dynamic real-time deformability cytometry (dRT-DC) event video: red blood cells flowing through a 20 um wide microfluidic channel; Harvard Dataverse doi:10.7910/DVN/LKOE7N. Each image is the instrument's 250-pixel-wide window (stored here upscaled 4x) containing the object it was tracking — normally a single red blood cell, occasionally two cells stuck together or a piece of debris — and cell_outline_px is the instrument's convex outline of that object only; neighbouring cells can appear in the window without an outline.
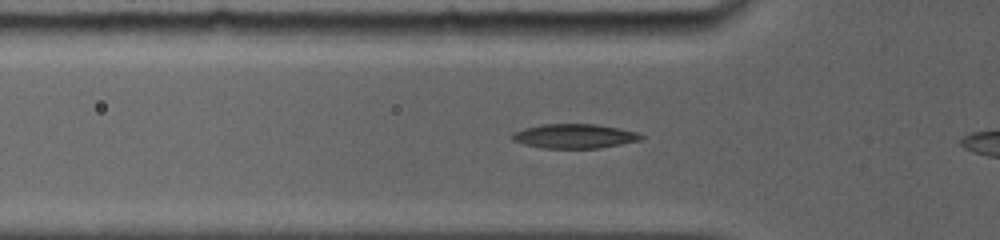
{"species": "common noctule bat (a hibernating species)", "species_latin": "Nyctalus noctula", "temperature_condition": "room temperature", "stored_images_in_passage": 28, "camera_frame_rate_fps": 5000, "um_per_image_px": 0.085, "animal": {"sex": "female", "body_mass_g": 19.0, "forearm_length_mm": 56.7}, "frame": {"image": 1, "passage_image": 6, "time_ms": 2.4, "image_size_px": [1000, 240], "cell_outline_px": [[644, 136], [640, 140], [600, 148], [540, 148], [524, 144], [512, 140], [512, 132], [524, 128], [540, 124], [596, 124], [620, 128], [636, 132]], "centroid_in_image_um": [48.79, 11.57], "position_along_channel_um": 77.0, "area_um2": 18.32}}
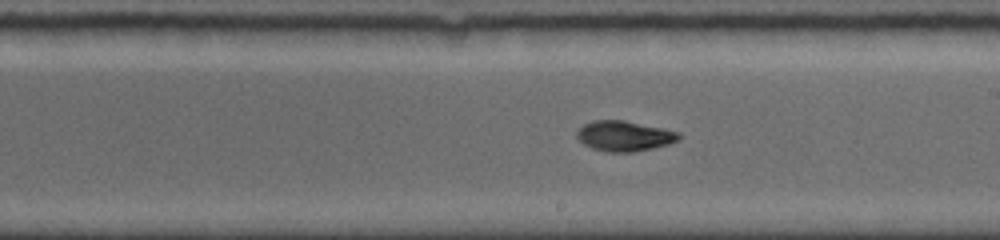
{"frame": {"image": 2, "passage_image": 15, "time_ms": 6.4, "image_size_px": [1000, 240], "cell_outline_px": [[684, 136], [680, 140], [668, 144], [652, 148], [632, 152], [608, 152], [592, 148], [584, 144], [576, 136], [576, 132], [584, 124], [592, 120], [624, 120], [680, 132]], "centroid_in_image_um": [53.09, 11.55], "position_along_channel_um": 235.9, "area_um2": 18.03}}
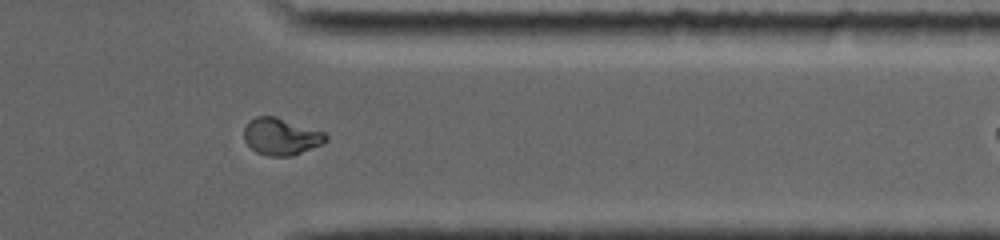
{"frame": {"image": 3, "passage_image": 26, "time_ms": 10.2, "image_size_px": [1000, 240], "cell_outline_px": [[328, 140], [320, 144], [292, 156], [268, 156], [256, 152], [244, 140], [244, 128], [248, 120], [256, 116], [276, 116], [324, 132], [328, 136]], "centroid_in_image_um": [23.86, 11.59], "position_along_channel_um": 387.5, "area_um2": 17.57}}